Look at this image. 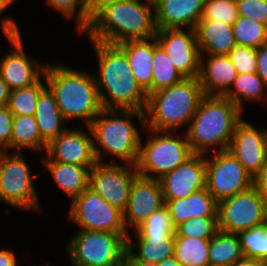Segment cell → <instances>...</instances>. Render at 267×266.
<instances>
[{"label":"cell","mask_w":267,"mask_h":266,"mask_svg":"<svg viewBox=\"0 0 267 266\" xmlns=\"http://www.w3.org/2000/svg\"><path fill=\"white\" fill-rule=\"evenodd\" d=\"M89 40L98 60L95 81L102 107L145 111L147 94L136 82L124 52L116 44Z\"/></svg>","instance_id":"obj_1"},{"label":"cell","mask_w":267,"mask_h":266,"mask_svg":"<svg viewBox=\"0 0 267 266\" xmlns=\"http://www.w3.org/2000/svg\"><path fill=\"white\" fill-rule=\"evenodd\" d=\"M156 32L152 0H121L103 9L81 33L88 39L118 45L153 38Z\"/></svg>","instance_id":"obj_2"},{"label":"cell","mask_w":267,"mask_h":266,"mask_svg":"<svg viewBox=\"0 0 267 266\" xmlns=\"http://www.w3.org/2000/svg\"><path fill=\"white\" fill-rule=\"evenodd\" d=\"M43 81L55 96L65 120H84L89 126L103 110L95 75L75 70L64 64L46 66Z\"/></svg>","instance_id":"obj_3"},{"label":"cell","mask_w":267,"mask_h":266,"mask_svg":"<svg viewBox=\"0 0 267 266\" xmlns=\"http://www.w3.org/2000/svg\"><path fill=\"white\" fill-rule=\"evenodd\" d=\"M242 112L224 96L205 95L185 133L191 152L206 155L212 148L227 150Z\"/></svg>","instance_id":"obj_4"},{"label":"cell","mask_w":267,"mask_h":266,"mask_svg":"<svg viewBox=\"0 0 267 266\" xmlns=\"http://www.w3.org/2000/svg\"><path fill=\"white\" fill-rule=\"evenodd\" d=\"M132 116L138 118L139 124L145 126V111L133 109L103 108L93 119L89 128L97 162L102 163V152H106L125 164L136 165L141 137L137 127L132 123Z\"/></svg>","instance_id":"obj_5"},{"label":"cell","mask_w":267,"mask_h":266,"mask_svg":"<svg viewBox=\"0 0 267 266\" xmlns=\"http://www.w3.org/2000/svg\"><path fill=\"white\" fill-rule=\"evenodd\" d=\"M204 96L198 78H184L149 94L145 129L174 133L185 126L187 128Z\"/></svg>","instance_id":"obj_6"},{"label":"cell","mask_w":267,"mask_h":266,"mask_svg":"<svg viewBox=\"0 0 267 266\" xmlns=\"http://www.w3.org/2000/svg\"><path fill=\"white\" fill-rule=\"evenodd\" d=\"M147 130L150 131V139L144 143L145 145L142 143V138L140 140L139 155L135 165L138 175L160 179L193 154L185 134L172 136L171 131Z\"/></svg>","instance_id":"obj_7"},{"label":"cell","mask_w":267,"mask_h":266,"mask_svg":"<svg viewBox=\"0 0 267 266\" xmlns=\"http://www.w3.org/2000/svg\"><path fill=\"white\" fill-rule=\"evenodd\" d=\"M77 232L66 247L72 266H121L127 261L129 234Z\"/></svg>","instance_id":"obj_8"},{"label":"cell","mask_w":267,"mask_h":266,"mask_svg":"<svg viewBox=\"0 0 267 266\" xmlns=\"http://www.w3.org/2000/svg\"><path fill=\"white\" fill-rule=\"evenodd\" d=\"M31 170L21 152L0 151V200L26 210H39Z\"/></svg>","instance_id":"obj_9"},{"label":"cell","mask_w":267,"mask_h":266,"mask_svg":"<svg viewBox=\"0 0 267 266\" xmlns=\"http://www.w3.org/2000/svg\"><path fill=\"white\" fill-rule=\"evenodd\" d=\"M1 24L2 31L11 45V51L0 59L2 79L11 91L36 84L43 78L47 63L42 64L27 56L19 26L12 17L3 18Z\"/></svg>","instance_id":"obj_10"},{"label":"cell","mask_w":267,"mask_h":266,"mask_svg":"<svg viewBox=\"0 0 267 266\" xmlns=\"http://www.w3.org/2000/svg\"><path fill=\"white\" fill-rule=\"evenodd\" d=\"M68 217L78 225L79 230L129 234L123 211L106 202L89 187L71 201Z\"/></svg>","instance_id":"obj_11"},{"label":"cell","mask_w":267,"mask_h":266,"mask_svg":"<svg viewBox=\"0 0 267 266\" xmlns=\"http://www.w3.org/2000/svg\"><path fill=\"white\" fill-rule=\"evenodd\" d=\"M206 156V188L217 203L253 187V177L228 150Z\"/></svg>","instance_id":"obj_12"},{"label":"cell","mask_w":267,"mask_h":266,"mask_svg":"<svg viewBox=\"0 0 267 266\" xmlns=\"http://www.w3.org/2000/svg\"><path fill=\"white\" fill-rule=\"evenodd\" d=\"M218 228L238 234L267 221V202L252 187L218 203Z\"/></svg>","instance_id":"obj_13"},{"label":"cell","mask_w":267,"mask_h":266,"mask_svg":"<svg viewBox=\"0 0 267 266\" xmlns=\"http://www.w3.org/2000/svg\"><path fill=\"white\" fill-rule=\"evenodd\" d=\"M114 162H97L90 169L89 188L99 194L106 202L124 211L129 192L138 175L135 165Z\"/></svg>","instance_id":"obj_14"},{"label":"cell","mask_w":267,"mask_h":266,"mask_svg":"<svg viewBox=\"0 0 267 266\" xmlns=\"http://www.w3.org/2000/svg\"><path fill=\"white\" fill-rule=\"evenodd\" d=\"M157 29L155 38L184 78H198L200 51L195 29Z\"/></svg>","instance_id":"obj_15"},{"label":"cell","mask_w":267,"mask_h":266,"mask_svg":"<svg viewBox=\"0 0 267 266\" xmlns=\"http://www.w3.org/2000/svg\"><path fill=\"white\" fill-rule=\"evenodd\" d=\"M253 179L267 161V129H258L242 119L235 127L227 149Z\"/></svg>","instance_id":"obj_16"},{"label":"cell","mask_w":267,"mask_h":266,"mask_svg":"<svg viewBox=\"0 0 267 266\" xmlns=\"http://www.w3.org/2000/svg\"><path fill=\"white\" fill-rule=\"evenodd\" d=\"M164 200L186 198L206 187V155L193 153L160 179Z\"/></svg>","instance_id":"obj_17"},{"label":"cell","mask_w":267,"mask_h":266,"mask_svg":"<svg viewBox=\"0 0 267 266\" xmlns=\"http://www.w3.org/2000/svg\"><path fill=\"white\" fill-rule=\"evenodd\" d=\"M165 205L159 179L137 175L132 182L128 203L123 211L126 231L136 230L147 217Z\"/></svg>","instance_id":"obj_18"},{"label":"cell","mask_w":267,"mask_h":266,"mask_svg":"<svg viewBox=\"0 0 267 266\" xmlns=\"http://www.w3.org/2000/svg\"><path fill=\"white\" fill-rule=\"evenodd\" d=\"M90 134L80 129L63 131L56 139L52 140L46 148V156L53 161L93 167L97 163L94 154V144Z\"/></svg>","instance_id":"obj_19"},{"label":"cell","mask_w":267,"mask_h":266,"mask_svg":"<svg viewBox=\"0 0 267 266\" xmlns=\"http://www.w3.org/2000/svg\"><path fill=\"white\" fill-rule=\"evenodd\" d=\"M205 0H153L157 29H195Z\"/></svg>","instance_id":"obj_20"},{"label":"cell","mask_w":267,"mask_h":266,"mask_svg":"<svg viewBox=\"0 0 267 266\" xmlns=\"http://www.w3.org/2000/svg\"><path fill=\"white\" fill-rule=\"evenodd\" d=\"M237 75L228 55L200 56L198 80L205 95L224 96Z\"/></svg>","instance_id":"obj_21"},{"label":"cell","mask_w":267,"mask_h":266,"mask_svg":"<svg viewBox=\"0 0 267 266\" xmlns=\"http://www.w3.org/2000/svg\"><path fill=\"white\" fill-rule=\"evenodd\" d=\"M133 232L138 241H133L130 235L127 237L126 262L129 265L154 266L174 256L175 237H142L137 231Z\"/></svg>","instance_id":"obj_22"},{"label":"cell","mask_w":267,"mask_h":266,"mask_svg":"<svg viewBox=\"0 0 267 266\" xmlns=\"http://www.w3.org/2000/svg\"><path fill=\"white\" fill-rule=\"evenodd\" d=\"M157 45L155 37L145 40H129L117 45L126 55L136 82L147 96L152 93V59Z\"/></svg>","instance_id":"obj_23"},{"label":"cell","mask_w":267,"mask_h":266,"mask_svg":"<svg viewBox=\"0 0 267 266\" xmlns=\"http://www.w3.org/2000/svg\"><path fill=\"white\" fill-rule=\"evenodd\" d=\"M164 202L175 228L193 217H218V203L206 187L186 198Z\"/></svg>","instance_id":"obj_24"},{"label":"cell","mask_w":267,"mask_h":266,"mask_svg":"<svg viewBox=\"0 0 267 266\" xmlns=\"http://www.w3.org/2000/svg\"><path fill=\"white\" fill-rule=\"evenodd\" d=\"M195 32L200 55H228L236 44L232 25L223 21L199 20Z\"/></svg>","instance_id":"obj_25"},{"label":"cell","mask_w":267,"mask_h":266,"mask_svg":"<svg viewBox=\"0 0 267 266\" xmlns=\"http://www.w3.org/2000/svg\"><path fill=\"white\" fill-rule=\"evenodd\" d=\"M41 161L57 187L63 190L71 201L89 187V173L92 167L56 162L47 156L42 157Z\"/></svg>","instance_id":"obj_26"},{"label":"cell","mask_w":267,"mask_h":266,"mask_svg":"<svg viewBox=\"0 0 267 266\" xmlns=\"http://www.w3.org/2000/svg\"><path fill=\"white\" fill-rule=\"evenodd\" d=\"M35 119L42 140L48 145L67 128L63 126L65 118L61 114L53 92L47 86L40 94L36 104Z\"/></svg>","instance_id":"obj_27"},{"label":"cell","mask_w":267,"mask_h":266,"mask_svg":"<svg viewBox=\"0 0 267 266\" xmlns=\"http://www.w3.org/2000/svg\"><path fill=\"white\" fill-rule=\"evenodd\" d=\"M47 144L42 140L35 116H13L12 136L10 150L21 152L28 149L32 151H46Z\"/></svg>","instance_id":"obj_28"},{"label":"cell","mask_w":267,"mask_h":266,"mask_svg":"<svg viewBox=\"0 0 267 266\" xmlns=\"http://www.w3.org/2000/svg\"><path fill=\"white\" fill-rule=\"evenodd\" d=\"M208 257L210 266H231L241 260L243 255L238 234L218 230L210 239Z\"/></svg>","instance_id":"obj_29"},{"label":"cell","mask_w":267,"mask_h":266,"mask_svg":"<svg viewBox=\"0 0 267 266\" xmlns=\"http://www.w3.org/2000/svg\"><path fill=\"white\" fill-rule=\"evenodd\" d=\"M265 92H267V84L257 73H243L237 75L224 97L235 103L242 111L243 101H261L267 94H264Z\"/></svg>","instance_id":"obj_30"},{"label":"cell","mask_w":267,"mask_h":266,"mask_svg":"<svg viewBox=\"0 0 267 266\" xmlns=\"http://www.w3.org/2000/svg\"><path fill=\"white\" fill-rule=\"evenodd\" d=\"M210 239L175 237L174 256L182 266H210Z\"/></svg>","instance_id":"obj_31"},{"label":"cell","mask_w":267,"mask_h":266,"mask_svg":"<svg viewBox=\"0 0 267 266\" xmlns=\"http://www.w3.org/2000/svg\"><path fill=\"white\" fill-rule=\"evenodd\" d=\"M152 72V93L170 87L184 79L167 53L159 45L154 48Z\"/></svg>","instance_id":"obj_32"},{"label":"cell","mask_w":267,"mask_h":266,"mask_svg":"<svg viewBox=\"0 0 267 266\" xmlns=\"http://www.w3.org/2000/svg\"><path fill=\"white\" fill-rule=\"evenodd\" d=\"M242 255L267 262V221L238 233Z\"/></svg>","instance_id":"obj_33"},{"label":"cell","mask_w":267,"mask_h":266,"mask_svg":"<svg viewBox=\"0 0 267 266\" xmlns=\"http://www.w3.org/2000/svg\"><path fill=\"white\" fill-rule=\"evenodd\" d=\"M232 28L237 44L259 48L267 43V25L257 20L239 16Z\"/></svg>","instance_id":"obj_34"},{"label":"cell","mask_w":267,"mask_h":266,"mask_svg":"<svg viewBox=\"0 0 267 266\" xmlns=\"http://www.w3.org/2000/svg\"><path fill=\"white\" fill-rule=\"evenodd\" d=\"M40 79L30 87L15 89L10 92L7 107L13 116L31 115L34 116L37 101L41 92L47 87Z\"/></svg>","instance_id":"obj_35"},{"label":"cell","mask_w":267,"mask_h":266,"mask_svg":"<svg viewBox=\"0 0 267 266\" xmlns=\"http://www.w3.org/2000/svg\"><path fill=\"white\" fill-rule=\"evenodd\" d=\"M135 231L142 237H175V227L165 205L150 214Z\"/></svg>","instance_id":"obj_36"},{"label":"cell","mask_w":267,"mask_h":266,"mask_svg":"<svg viewBox=\"0 0 267 266\" xmlns=\"http://www.w3.org/2000/svg\"><path fill=\"white\" fill-rule=\"evenodd\" d=\"M218 230V217H193L175 228V237L211 239Z\"/></svg>","instance_id":"obj_37"},{"label":"cell","mask_w":267,"mask_h":266,"mask_svg":"<svg viewBox=\"0 0 267 266\" xmlns=\"http://www.w3.org/2000/svg\"><path fill=\"white\" fill-rule=\"evenodd\" d=\"M238 17L235 0H205L200 20L223 21L233 25Z\"/></svg>","instance_id":"obj_38"},{"label":"cell","mask_w":267,"mask_h":266,"mask_svg":"<svg viewBox=\"0 0 267 266\" xmlns=\"http://www.w3.org/2000/svg\"><path fill=\"white\" fill-rule=\"evenodd\" d=\"M46 3L66 18L70 19L75 15L76 28L79 34L87 27L86 0H46Z\"/></svg>","instance_id":"obj_39"},{"label":"cell","mask_w":267,"mask_h":266,"mask_svg":"<svg viewBox=\"0 0 267 266\" xmlns=\"http://www.w3.org/2000/svg\"><path fill=\"white\" fill-rule=\"evenodd\" d=\"M228 56L238 74L256 73V48L246 47L236 43Z\"/></svg>","instance_id":"obj_40"},{"label":"cell","mask_w":267,"mask_h":266,"mask_svg":"<svg viewBox=\"0 0 267 266\" xmlns=\"http://www.w3.org/2000/svg\"><path fill=\"white\" fill-rule=\"evenodd\" d=\"M238 16L257 20L267 25V0H235Z\"/></svg>","instance_id":"obj_41"},{"label":"cell","mask_w":267,"mask_h":266,"mask_svg":"<svg viewBox=\"0 0 267 266\" xmlns=\"http://www.w3.org/2000/svg\"><path fill=\"white\" fill-rule=\"evenodd\" d=\"M13 115L7 106L0 107V151L10 152Z\"/></svg>","instance_id":"obj_42"},{"label":"cell","mask_w":267,"mask_h":266,"mask_svg":"<svg viewBox=\"0 0 267 266\" xmlns=\"http://www.w3.org/2000/svg\"><path fill=\"white\" fill-rule=\"evenodd\" d=\"M120 1L121 0H86L87 26L103 9Z\"/></svg>","instance_id":"obj_43"},{"label":"cell","mask_w":267,"mask_h":266,"mask_svg":"<svg viewBox=\"0 0 267 266\" xmlns=\"http://www.w3.org/2000/svg\"><path fill=\"white\" fill-rule=\"evenodd\" d=\"M257 75L267 84V43L256 48Z\"/></svg>","instance_id":"obj_44"},{"label":"cell","mask_w":267,"mask_h":266,"mask_svg":"<svg viewBox=\"0 0 267 266\" xmlns=\"http://www.w3.org/2000/svg\"><path fill=\"white\" fill-rule=\"evenodd\" d=\"M253 187L267 202V161L260 173L253 179Z\"/></svg>","instance_id":"obj_45"},{"label":"cell","mask_w":267,"mask_h":266,"mask_svg":"<svg viewBox=\"0 0 267 266\" xmlns=\"http://www.w3.org/2000/svg\"><path fill=\"white\" fill-rule=\"evenodd\" d=\"M18 260L14 252L8 249H0V266H17Z\"/></svg>","instance_id":"obj_46"},{"label":"cell","mask_w":267,"mask_h":266,"mask_svg":"<svg viewBox=\"0 0 267 266\" xmlns=\"http://www.w3.org/2000/svg\"><path fill=\"white\" fill-rule=\"evenodd\" d=\"M11 90L9 89L7 83L2 79L0 73V107L8 105Z\"/></svg>","instance_id":"obj_47"},{"label":"cell","mask_w":267,"mask_h":266,"mask_svg":"<svg viewBox=\"0 0 267 266\" xmlns=\"http://www.w3.org/2000/svg\"><path fill=\"white\" fill-rule=\"evenodd\" d=\"M231 266H267L265 262L243 257Z\"/></svg>","instance_id":"obj_48"},{"label":"cell","mask_w":267,"mask_h":266,"mask_svg":"<svg viewBox=\"0 0 267 266\" xmlns=\"http://www.w3.org/2000/svg\"><path fill=\"white\" fill-rule=\"evenodd\" d=\"M154 266H182L175 256L169 257L155 264Z\"/></svg>","instance_id":"obj_49"},{"label":"cell","mask_w":267,"mask_h":266,"mask_svg":"<svg viewBox=\"0 0 267 266\" xmlns=\"http://www.w3.org/2000/svg\"><path fill=\"white\" fill-rule=\"evenodd\" d=\"M14 1L15 0H0V13L2 14Z\"/></svg>","instance_id":"obj_50"},{"label":"cell","mask_w":267,"mask_h":266,"mask_svg":"<svg viewBox=\"0 0 267 266\" xmlns=\"http://www.w3.org/2000/svg\"><path fill=\"white\" fill-rule=\"evenodd\" d=\"M121 266H130L127 262H125L124 264H122Z\"/></svg>","instance_id":"obj_51"}]
</instances>
